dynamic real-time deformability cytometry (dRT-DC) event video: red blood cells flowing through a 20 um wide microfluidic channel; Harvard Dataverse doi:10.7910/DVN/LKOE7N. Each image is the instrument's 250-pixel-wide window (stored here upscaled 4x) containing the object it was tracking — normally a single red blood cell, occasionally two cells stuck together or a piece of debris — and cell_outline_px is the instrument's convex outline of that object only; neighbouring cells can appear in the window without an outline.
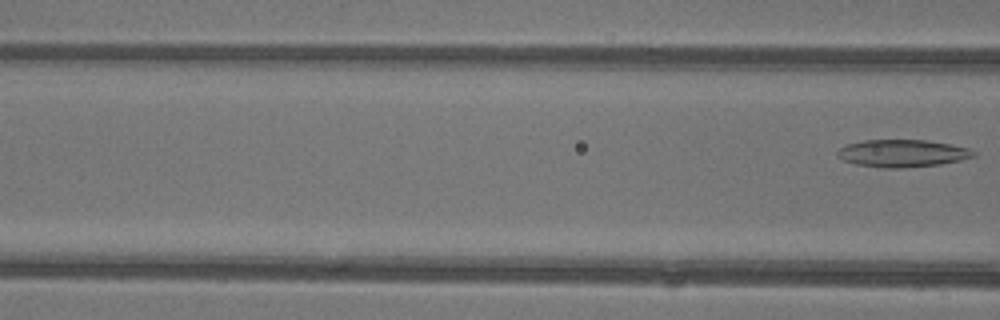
{"species": "common noctule bat (a hibernating species)", "species_latin": "Nyctalus noctula", "temperature_condition": "warm", "stored_images_in_passage": 6, "camera_frame_rate_fps": 3000, "um_per_image_px": 0.085, "animal": {"sex": "female"}, "frame": {"image": 1, "passage_image": 6, "time_ms": 1.667, "image_size_px": [1000, 320], "cell_outline_px": [[976, 156], [960, 160], [940, 164], [904, 168], [880, 168], [856, 164], [844, 160], [836, 156], [836, 152], [840, 148], [848, 144], [864, 140], [928, 140], [972, 148], [976, 152]], "centroid_in_image_um": [76.73, 13.03], "position_along_channel_um": 89.9, "area_um2": 21.91}}